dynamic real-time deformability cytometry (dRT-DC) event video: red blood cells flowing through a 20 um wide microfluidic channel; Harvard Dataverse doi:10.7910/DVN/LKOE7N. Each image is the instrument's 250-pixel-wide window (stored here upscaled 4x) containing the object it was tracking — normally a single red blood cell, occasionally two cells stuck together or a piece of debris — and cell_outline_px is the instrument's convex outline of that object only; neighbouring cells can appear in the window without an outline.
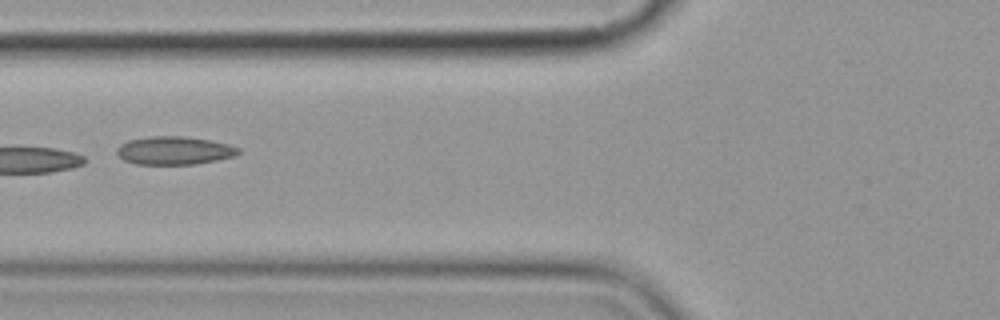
{"species": "common noctule bat (a hibernating species)", "species_latin": "Nyctalus noctula", "temperature_condition": "cold", "stored_images_in_passage": 9, "camera_frame_rate_fps": 3000, "um_per_image_px": 0.085, "animal": {"sex": "female", "body_mass_g": 19.9}, "frame": {"image": 1, "passage_image": 7, "time_ms": 7.0, "image_size_px": [1000, 320], "cell_outline_px": [[240, 152], [236, 156], [196, 164], [136, 164], [124, 160], [116, 152], [116, 148], [120, 144], [128, 140], [148, 136], [180, 136], [212, 140], [228, 144], [240, 148]], "centroid_in_image_um": [14.82, 12.79], "position_along_channel_um": 111.0, "area_um2": 20.06}}
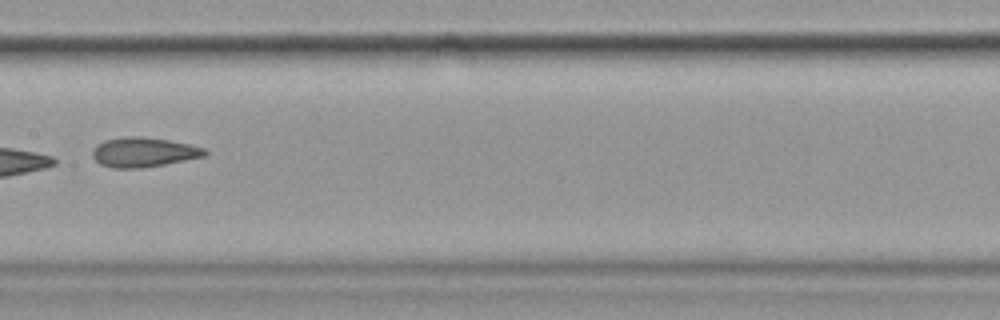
{"frame": {"image": 2, "passage_image": 9, "time_ms": 9.333, "image_size_px": [1000, 320], "cell_outline_px": [[208, 152], [204, 156], [164, 164], [140, 168], [112, 168], [100, 164], [92, 156], [92, 148], [96, 144], [104, 140], [128, 136], [144, 136], [168, 140], [188, 144], [204, 148]], "centroid_in_image_um": [12.15, 12.93], "position_along_channel_um": 195.2, "area_um2": 19.36}}